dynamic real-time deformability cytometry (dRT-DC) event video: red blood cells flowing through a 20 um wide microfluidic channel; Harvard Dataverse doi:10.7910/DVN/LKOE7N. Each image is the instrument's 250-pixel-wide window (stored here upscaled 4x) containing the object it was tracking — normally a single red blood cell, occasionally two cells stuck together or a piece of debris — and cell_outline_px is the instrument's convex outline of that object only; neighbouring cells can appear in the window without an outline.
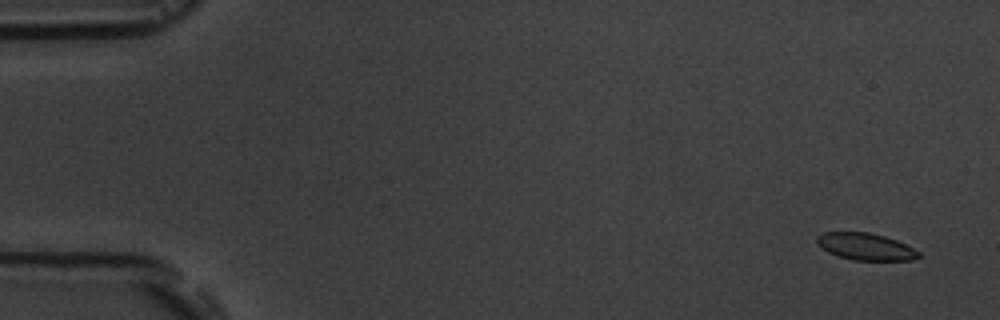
{"species": "common noctule bat (a hibernating species)", "species_latin": "Nyctalus noctula", "temperature_condition": "room temperature", "stored_images_in_passage": 5, "camera_frame_rate_fps": 3000, "um_per_image_px": 0.085, "animal": {"sex": "male", "body_mass_g": 19.5, "forearm_length_mm": 54.6}, "frame": {"image": 1, "passage_image": 1, "time_ms": 0.0, "image_size_px": [1000, 320], "cell_outline_px": [[920, 256], [912, 260], [852, 260], [828, 252], [816, 244], [816, 236], [824, 232], [868, 232], [884, 236], [896, 240], [920, 252]], "centroid_in_image_um": [73.54, 20.96], "position_along_channel_um": 11.5, "area_um2": 15.9}}
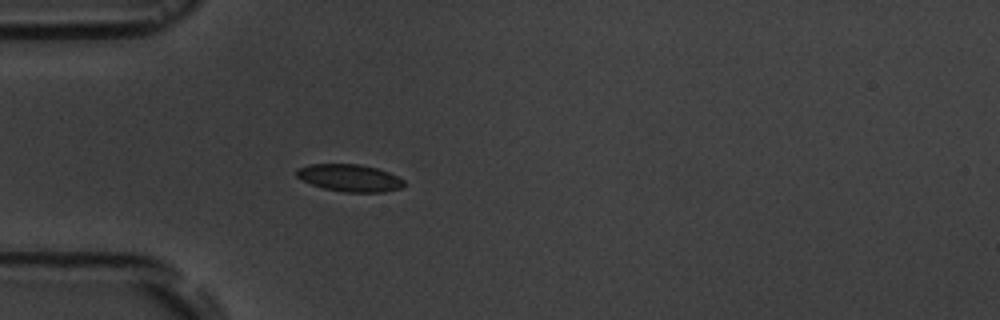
{"frame": {"image": 2, "passage_image": 5, "time_ms": 4.667, "image_size_px": [1000, 320], "cell_outline_px": [[408, 184], [400, 188], [384, 192], [344, 192], [324, 188], [312, 184], [296, 176], [296, 168], [308, 164], [360, 164], [376, 168], [388, 172], [404, 180]], "centroid_in_image_um": [29.73, 15.12], "position_along_channel_um": 55.3, "area_um2": 17.05}}